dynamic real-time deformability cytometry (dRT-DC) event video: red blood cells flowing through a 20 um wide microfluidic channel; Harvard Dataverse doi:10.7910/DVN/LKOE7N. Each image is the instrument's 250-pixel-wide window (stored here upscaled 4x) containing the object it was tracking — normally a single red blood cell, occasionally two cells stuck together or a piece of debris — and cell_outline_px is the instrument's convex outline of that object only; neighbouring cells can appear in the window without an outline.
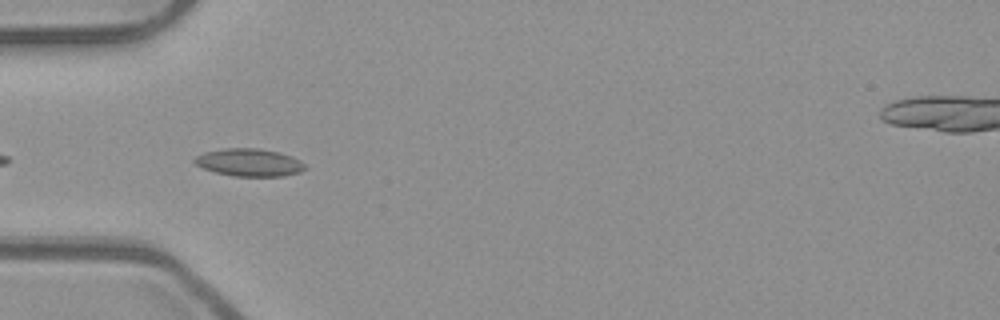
{"species": "common noctule bat (a hibernating species)", "species_latin": "Nyctalus noctula", "temperature_condition": "room temperature", "stored_images_in_passage": 17, "camera_frame_rate_fps": 3000, "um_per_image_px": 0.085, "animal": {"sex": "male", "body_mass_g": 23.1, "forearm_length_mm": 52.7}, "frame": {"image": 1, "passage_image": 3, "time_ms": 0.667, "image_size_px": [1000, 320], "cell_outline_px": [[308, 168], [300, 172], [284, 176], [232, 176], [216, 172], [204, 168], [196, 164], [192, 160], [196, 156], [204, 152], [224, 148], [256, 148], [280, 152], [292, 156], [300, 160]], "centroid_in_image_um": [21.21, 13.81], "position_along_channel_um": 63.8, "area_um2": 17.86}}
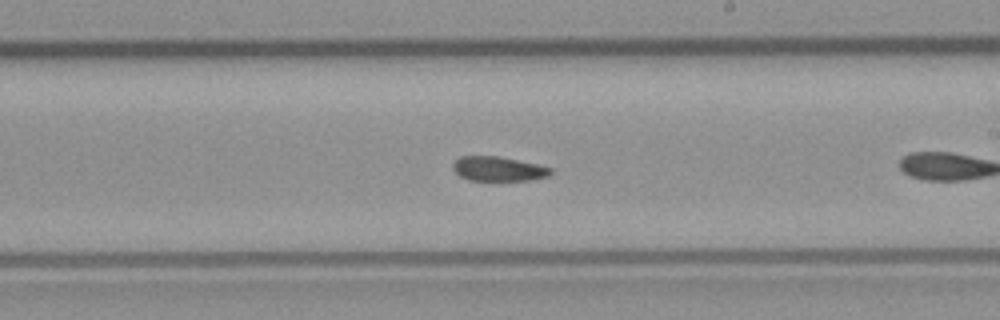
{"frame": {"image": 2, "passage_image": 12, "time_ms": 3.667, "image_size_px": [1000, 320], "cell_outline_px": [[552, 172], [548, 176], [528, 180], [468, 180], [460, 176], [452, 168], [452, 164], [460, 156], [496, 156], [536, 164], [552, 168]], "centroid_in_image_um": [42.33, 14.35], "position_along_channel_um": 246.7, "area_um2": 13.76}}
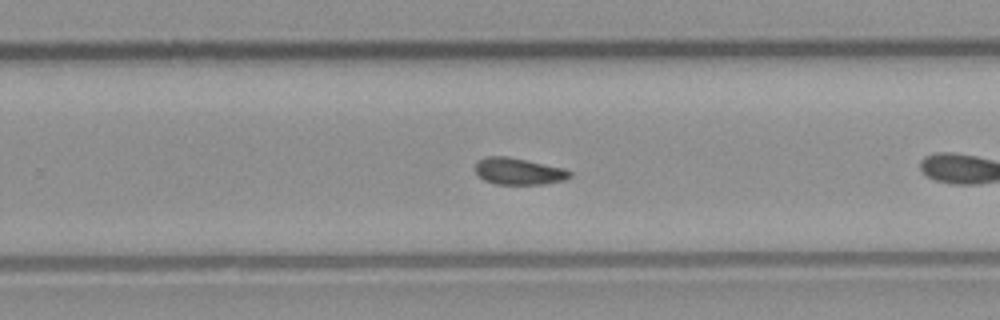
{"frame": {"image": 3, "passage_image": 15, "time_ms": 4.667, "image_size_px": [1000, 320], "cell_outline_px": [[572, 176], [564, 180], [544, 184], [496, 184], [484, 180], [476, 172], [476, 160], [484, 156], [508, 156], [564, 168], [572, 172]], "centroid_in_image_um": [44.08, 14.55], "position_along_channel_um": 285.7, "area_um2": 14.8}}